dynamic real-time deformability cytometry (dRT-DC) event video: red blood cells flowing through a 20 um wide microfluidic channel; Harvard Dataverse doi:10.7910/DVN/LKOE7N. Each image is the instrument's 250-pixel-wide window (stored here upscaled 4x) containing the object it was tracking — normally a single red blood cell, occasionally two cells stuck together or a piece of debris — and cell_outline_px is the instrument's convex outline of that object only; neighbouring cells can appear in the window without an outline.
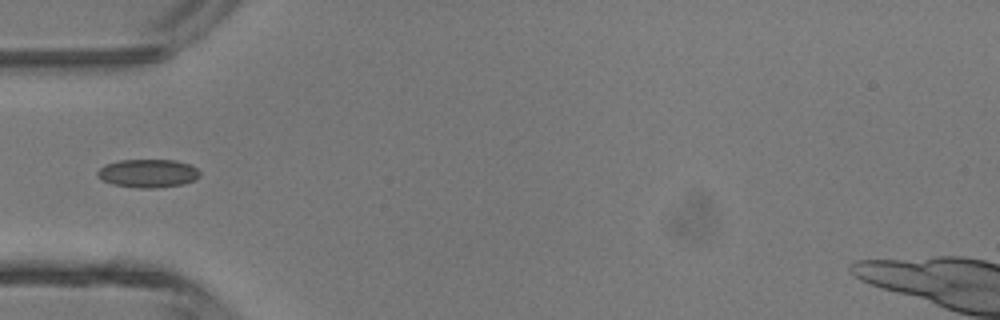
{"species": "common noctule bat (a hibernating species)", "species_latin": "Nyctalus noctula", "temperature_condition": "room temperature", "stored_images_in_passage": 3, "camera_frame_rate_fps": 3000, "um_per_image_px": 0.085, "animal": {"sex": "male", "body_mass_g": 13.3}, "frame": {"image": 1, "passage_image": 3, "time_ms": 0.667, "image_size_px": [1000, 320], "cell_outline_px": [[200, 176], [196, 180], [184, 184], [152, 188], [136, 188], [112, 184], [96, 176], [96, 172], [104, 164], [120, 160], [176, 160], [188, 164], [196, 168], [200, 172]], "centroid_in_image_um": [12.57, 14.73], "position_along_channel_um": 72.4, "area_um2": 16.99}}